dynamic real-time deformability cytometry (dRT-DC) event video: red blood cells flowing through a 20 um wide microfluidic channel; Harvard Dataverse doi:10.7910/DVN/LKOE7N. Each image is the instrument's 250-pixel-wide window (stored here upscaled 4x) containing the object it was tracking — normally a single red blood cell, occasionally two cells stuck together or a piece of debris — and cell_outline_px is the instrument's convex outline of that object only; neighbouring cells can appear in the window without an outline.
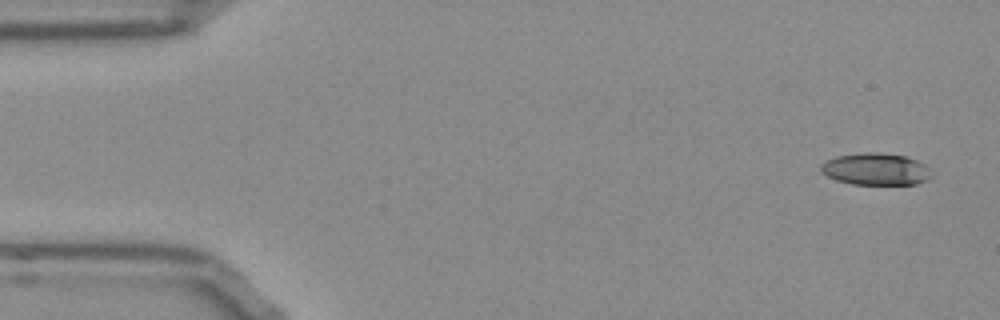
{"species": "Egyptian fruit bat (a non-hibernating species)", "species_latin": "Rousettus aegyptiacus", "temperature_condition": "room temperature", "stored_images_in_passage": 36, "camera_frame_rate_fps": 3000, "um_per_image_px": 0.085, "frame": {"image": 1, "passage_image": 1, "time_ms": 0.0, "image_size_px": [1000, 320], "cell_outline_px": [[932, 176], [928, 180], [916, 184], [852, 184], [836, 180], [820, 172], [820, 164], [824, 160], [836, 156], [864, 152], [876, 152], [904, 156], [916, 160], [924, 164], [928, 168]], "centroid_in_image_um": [74.4, 14.37], "position_along_channel_um": 10.6, "area_um2": 20.69}}
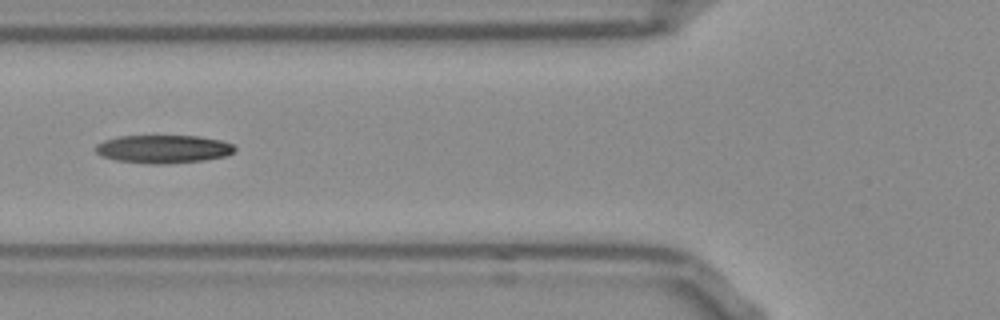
{"frame": {"image": 2, "passage_image": 18, "time_ms": 5.667, "image_size_px": [1000, 320], "cell_outline_px": [[236, 152], [228, 156], [204, 160], [168, 164], [148, 164], [116, 160], [104, 156], [96, 152], [96, 144], [104, 140], [120, 136], [196, 136], [220, 140], [232, 144], [236, 148]], "centroid_in_image_um": [13.92, 12.67], "position_along_channel_um": 111.9, "area_um2": 22.89}}
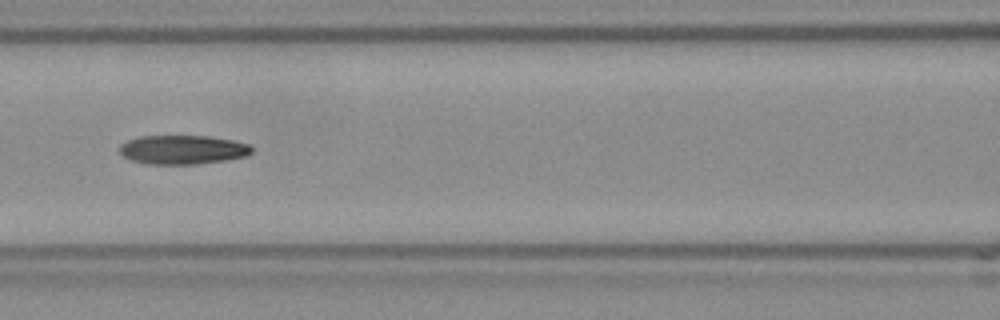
{"frame": {"image": 3, "passage_image": 21, "time_ms": 6.667, "image_size_px": [1000, 320], "cell_outline_px": [[252, 152], [244, 156], [224, 160], [196, 164], [148, 164], [132, 160], [124, 156], [120, 152], [120, 144], [128, 140], [140, 136], [208, 136], [232, 140], [248, 144], [252, 148]], "centroid_in_image_um": [15.51, 12.72], "position_along_channel_um": 151.1, "area_um2": 22.14}}